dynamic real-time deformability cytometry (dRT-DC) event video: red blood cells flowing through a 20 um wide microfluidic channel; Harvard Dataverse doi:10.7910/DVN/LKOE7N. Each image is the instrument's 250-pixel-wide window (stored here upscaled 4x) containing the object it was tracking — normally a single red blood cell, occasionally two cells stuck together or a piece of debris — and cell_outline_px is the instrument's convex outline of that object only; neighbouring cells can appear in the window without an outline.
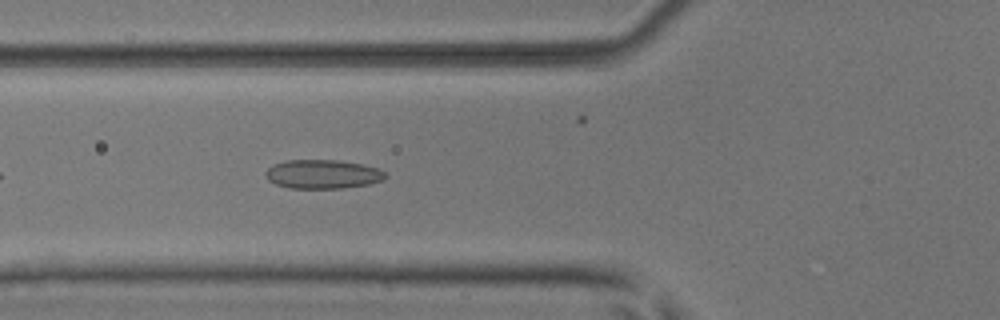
{"species": "common noctule bat (a hibernating species)", "species_latin": "Nyctalus noctula", "temperature_condition": "room temperature", "stored_images_in_passage": 33, "camera_frame_rate_fps": 3000, "um_per_image_px": 0.085, "animal": {"sex": "male", "body_mass_g": 17.9, "forearm_length_mm": 54.2}, "frame": {"image": 1, "passage_image": 6, "time_ms": 1.667, "image_size_px": [1000, 320], "cell_outline_px": [[388, 176], [384, 180], [368, 184], [344, 188], [288, 188], [276, 184], [268, 180], [264, 176], [264, 172], [272, 164], [284, 160], [336, 160], [364, 164], [380, 168]], "centroid_in_image_um": [27.42, 14.8], "position_along_channel_um": 98.4, "area_um2": 20.52}}
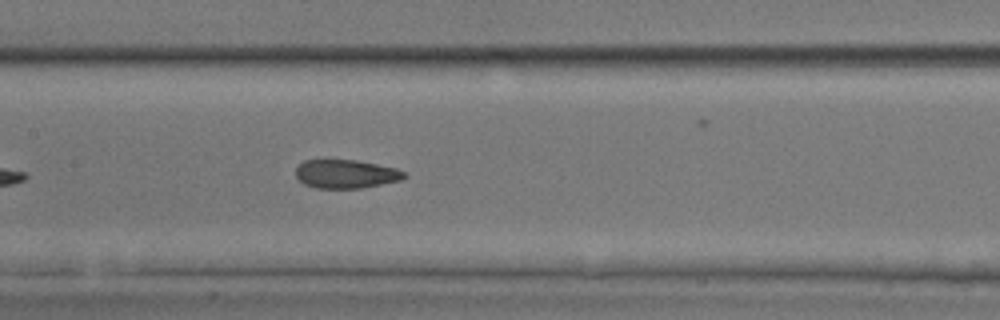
{"frame": {"image": 2, "passage_image": 12, "time_ms": 3.667, "image_size_px": [1000, 320], "cell_outline_px": [[408, 176], [400, 180], [360, 188], [316, 188], [304, 184], [296, 176], [296, 168], [304, 160], [356, 160], [396, 168], [404, 172]], "centroid_in_image_um": [29.39, 14.78], "position_along_channel_um": 178.0, "area_um2": 17.92}}
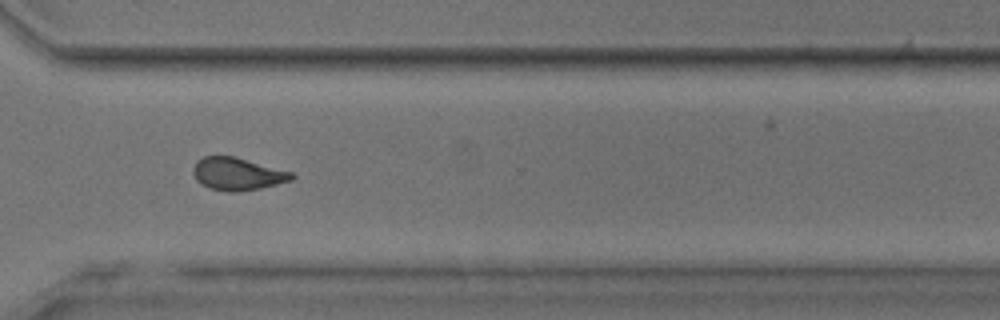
{"frame": {"image": 3, "passage_image": 25, "time_ms": 8.0, "image_size_px": [1000, 320], "cell_outline_px": [[296, 176], [292, 180], [260, 188], [236, 192], [228, 192], [208, 188], [196, 180], [192, 172], [192, 168], [196, 160], [204, 156], [236, 156], [292, 172]], "centroid_in_image_um": [20.16, 14.77], "position_along_channel_um": 350.4, "area_um2": 18.9}, "authors_computed_cell_mechanics": {"area_um2": 18.496, "velocity_mm_per_s": 3.9759, "shape_relaxation_time_tau1_ms": null, "shape_relaxation_time_tau2_ms": 1.4473, "deformation_change_tau1": null, "deformation_change_tau2": 0.084}}